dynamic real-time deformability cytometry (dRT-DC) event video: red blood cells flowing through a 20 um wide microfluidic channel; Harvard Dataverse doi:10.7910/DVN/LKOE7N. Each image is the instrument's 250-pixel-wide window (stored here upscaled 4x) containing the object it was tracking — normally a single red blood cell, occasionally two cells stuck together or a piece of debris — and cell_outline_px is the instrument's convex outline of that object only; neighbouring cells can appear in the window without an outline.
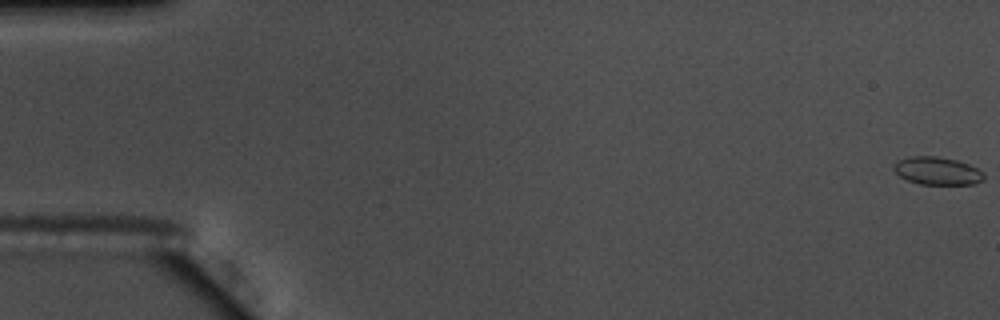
{"species": "common noctule bat (a hibernating species)", "species_latin": "Nyctalus noctula", "temperature_condition": "warm", "stored_images_in_passage": 10, "camera_frame_rate_fps": 3000, "um_per_image_px": 0.085, "animal": {"sex": "male", "body_mass_g": 17.5, "forearm_length_mm": 52.3}, "frame": {"image": 1, "passage_image": 1, "time_ms": 0.0, "image_size_px": [1000, 320], "cell_outline_px": [[984, 180], [976, 184], [920, 184], [908, 180], [900, 176], [892, 168], [892, 164], [908, 156], [936, 156], [956, 160], [968, 164], [984, 172]], "centroid_in_image_um": [79.67, 14.52], "position_along_channel_um": 5.3, "area_um2": 14.62}}